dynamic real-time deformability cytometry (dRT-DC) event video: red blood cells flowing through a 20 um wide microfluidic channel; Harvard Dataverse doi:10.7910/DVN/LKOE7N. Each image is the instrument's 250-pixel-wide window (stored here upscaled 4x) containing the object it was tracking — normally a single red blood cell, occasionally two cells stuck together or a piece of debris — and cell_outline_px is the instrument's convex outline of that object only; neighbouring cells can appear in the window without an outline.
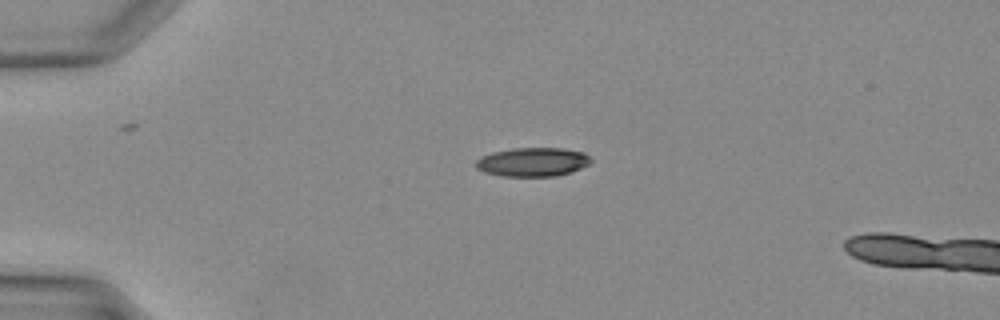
{"species": "Egyptian fruit bat (a non-hibernating species)", "species_latin": "Rousettus aegyptiacus", "temperature_condition": "warm", "stored_images_in_passage": 30, "camera_frame_rate_fps": 3000, "um_per_image_px": 0.085, "animal": {"sex": "female"}, "frame": {"image": 1, "passage_image": 1, "time_ms": 0.0, "image_size_px": [1000, 320], "cell_outline_px": [[592, 160], [588, 164], [580, 168], [556, 176], [500, 176], [484, 172], [476, 168], [476, 160], [480, 156], [492, 152], [512, 148], [564, 148], [584, 152]], "centroid_in_image_um": [45.24, 13.76], "position_along_channel_um": 39.8, "area_um2": 19.36}}
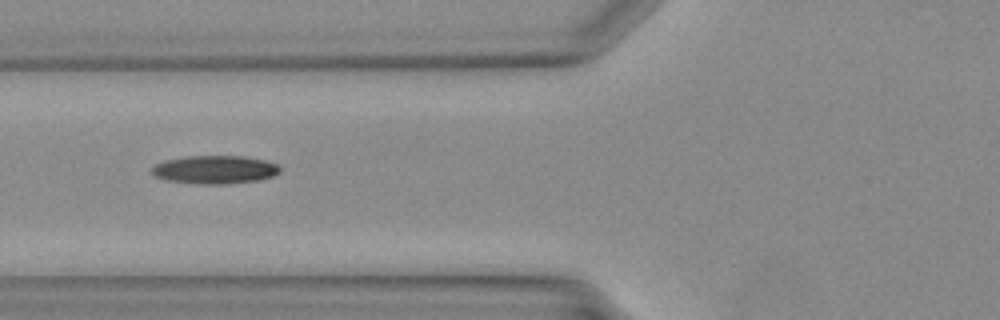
{"frame": {"image": 2, "passage_image": 7, "time_ms": 2.0, "image_size_px": [1000, 320], "cell_outline_px": [[280, 172], [272, 176], [260, 180], [224, 184], [196, 184], [164, 180], [152, 176], [148, 172], [156, 164], [164, 160], [188, 156], [244, 156], [264, 160], [276, 164], [280, 168]], "centroid_in_image_um": [18.2, 14.43], "position_along_channel_um": 107.6, "area_um2": 21.33}}
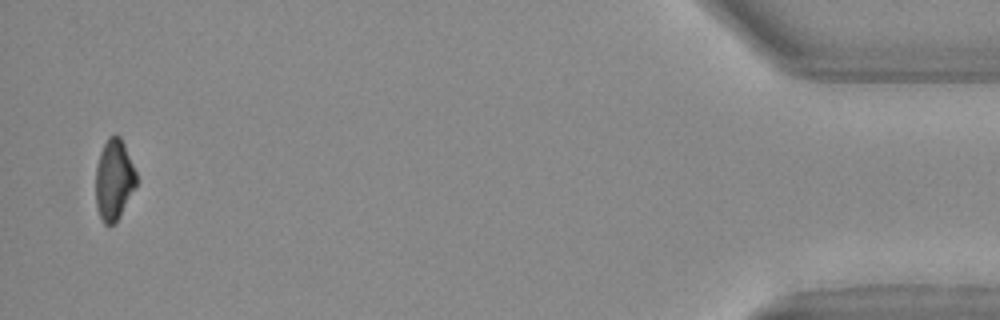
{"frame": {"image": 3, "passage_image": 29, "time_ms": 9.333, "image_size_px": [1000, 320], "cell_outline_px": [[136, 188], [120, 216], [112, 224], [104, 224], [100, 216], [96, 204], [96, 168], [100, 152], [108, 136], [116, 132], [120, 136], [124, 144], [136, 172]], "centroid_in_image_um": [9.69, 15.24], "position_along_channel_um": 425.5, "area_um2": 19.13}}